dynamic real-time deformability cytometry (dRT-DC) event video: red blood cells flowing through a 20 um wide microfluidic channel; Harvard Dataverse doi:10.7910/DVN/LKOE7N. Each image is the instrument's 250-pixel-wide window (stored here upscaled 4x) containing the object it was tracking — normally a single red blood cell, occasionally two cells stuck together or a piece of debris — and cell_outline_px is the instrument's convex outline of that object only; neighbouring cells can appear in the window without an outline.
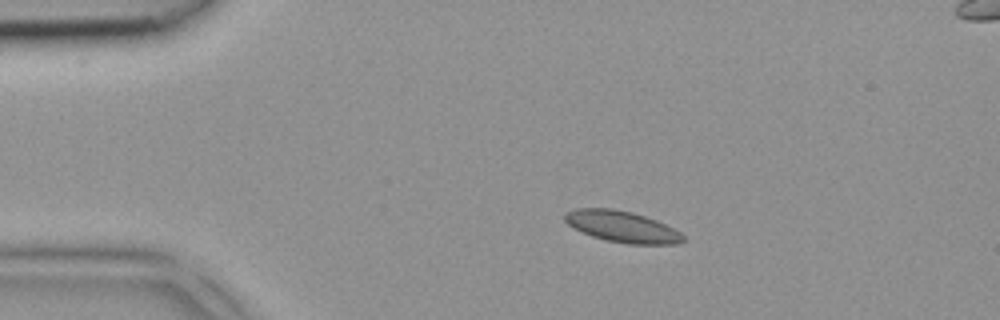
{"species": "common noctule bat (a hibernating species)", "species_latin": "Nyctalus noctula", "temperature_condition": "room temperature", "stored_images_in_passage": 3, "camera_frame_rate_fps": 3000, "um_per_image_px": 0.085, "animal": {"sex": "female", "body_mass_g": 18.4}, "frame": {"image": 1, "passage_image": 1, "time_ms": 0.0, "image_size_px": [1000, 320], "cell_outline_px": [[684, 240], [676, 244], [628, 244], [604, 240], [592, 236], [568, 224], [564, 220], [564, 212], [576, 208], [612, 208], [632, 212], [656, 220], [680, 232], [684, 236]], "centroid_in_image_um": [52.85, 19.26], "position_along_channel_um": 32.1, "area_um2": 21.44}}